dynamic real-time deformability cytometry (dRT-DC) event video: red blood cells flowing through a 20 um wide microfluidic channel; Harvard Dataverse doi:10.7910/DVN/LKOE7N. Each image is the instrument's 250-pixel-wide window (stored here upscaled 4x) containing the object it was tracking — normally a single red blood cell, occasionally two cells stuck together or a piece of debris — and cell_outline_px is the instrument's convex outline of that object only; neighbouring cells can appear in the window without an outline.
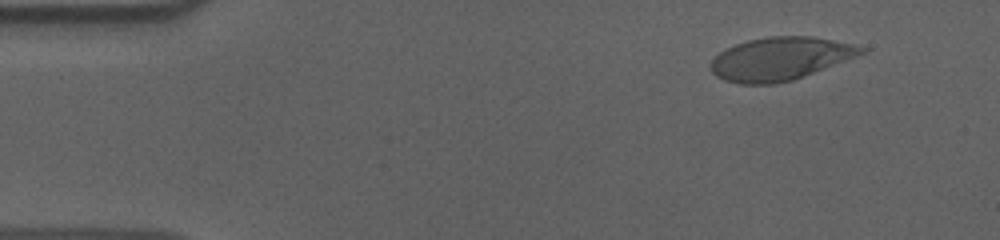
{"species": "human", "species_latin": "Homo sapiens", "temperature_condition": "cold", "stored_images_in_passage": 55, "camera_frame_rate_fps": 3000, "um_per_image_px": 0.085, "donor": {"sex": "male"}, "frame": {"image": 1, "passage_image": 5, "time_ms": 1.333, "image_size_px": [1000, 240], "cell_outline_px": [[868, 52], [792, 80], [776, 84], [740, 84], [724, 80], [716, 76], [712, 72], [708, 64], [720, 52], [736, 44], [748, 40], [772, 36], [812, 36], [856, 44], [868, 48]], "centroid_in_image_um": [66.33, 4.99], "position_along_channel_um": 18.7, "area_um2": 37.74}}
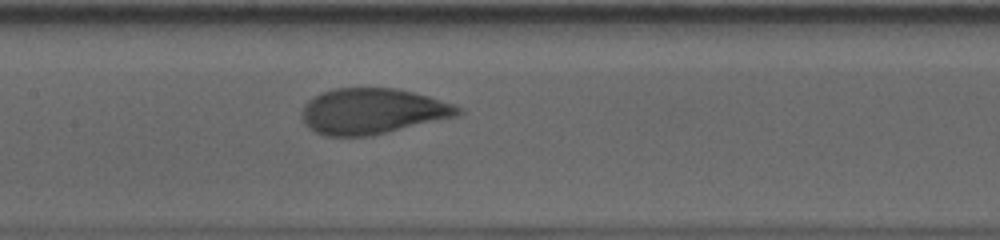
{"frame": {"image": 2, "passage_image": 26, "time_ms": 8.333, "image_size_px": [1000, 240], "cell_outline_px": [[464, 112], [456, 116], [368, 136], [324, 136], [308, 128], [304, 124], [304, 104], [308, 100], [324, 92], [336, 88], [396, 88], [428, 96], [452, 104], [460, 108]], "centroid_in_image_um": [31.64, 9.45], "position_along_channel_um": 175.8, "area_um2": 40.92}}
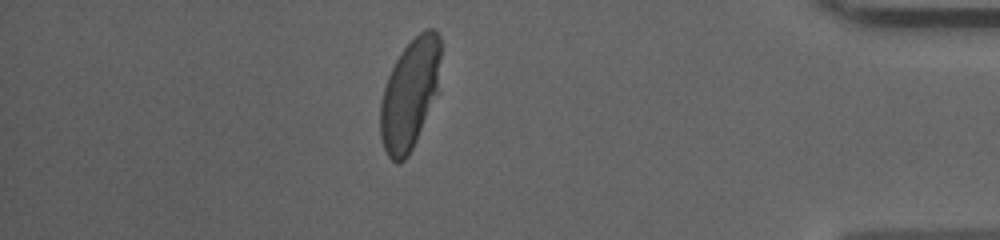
{"frame": {"image": 3, "passage_image": 48, "time_ms": 15.667, "image_size_px": [1000, 240], "cell_outline_px": [[440, 92], [408, 156], [404, 160], [396, 164], [388, 156], [384, 148], [380, 136], [380, 100], [388, 76], [400, 52], [424, 28], [432, 28], [440, 36]], "centroid_in_image_um": [34.86, 8.01], "position_along_channel_um": 400.3, "area_um2": 39.3}, "authors_computed_cell_mechanics": {"area_um2": 40.6912, "velocity_mm_per_s": 3.6073, "shape_relaxation_time_tau1_ms": 3.878, "shape_relaxation_time_tau2_ms": null, "deformation_change_tau1": 0.1736, "deformation_change_tau2": null}}